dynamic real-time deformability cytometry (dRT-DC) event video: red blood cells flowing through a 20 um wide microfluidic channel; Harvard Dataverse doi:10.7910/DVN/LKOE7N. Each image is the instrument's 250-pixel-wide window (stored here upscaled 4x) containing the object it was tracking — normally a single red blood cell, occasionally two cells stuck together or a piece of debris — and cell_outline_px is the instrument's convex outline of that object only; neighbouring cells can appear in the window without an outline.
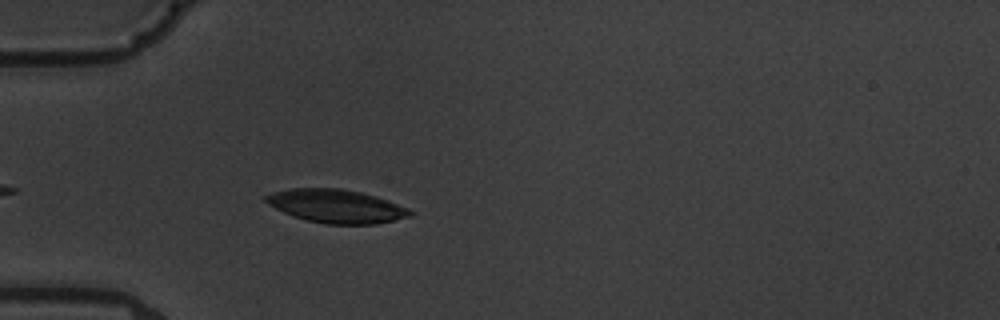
{"species": "common noctule bat (a hibernating species)", "species_latin": "Nyctalus noctula", "temperature_condition": "warm", "stored_images_in_passage": 6, "camera_frame_rate_fps": 3000, "um_per_image_px": 0.085, "animal": {"sex": "male", "body_mass_g": 19.5, "forearm_length_mm": 54.6}, "frame": {"image": 1, "passage_image": 6, "time_ms": 5.667, "image_size_px": [1000, 320], "cell_outline_px": [[412, 216], [376, 224], [328, 224], [308, 220], [292, 216], [268, 204], [264, 200], [264, 196], [272, 192], [288, 188], [340, 188], [360, 192], [376, 196], [388, 200], [408, 208], [412, 212]], "centroid_in_image_um": [28.57, 17.51], "position_along_channel_um": 56.4, "area_um2": 28.03}}